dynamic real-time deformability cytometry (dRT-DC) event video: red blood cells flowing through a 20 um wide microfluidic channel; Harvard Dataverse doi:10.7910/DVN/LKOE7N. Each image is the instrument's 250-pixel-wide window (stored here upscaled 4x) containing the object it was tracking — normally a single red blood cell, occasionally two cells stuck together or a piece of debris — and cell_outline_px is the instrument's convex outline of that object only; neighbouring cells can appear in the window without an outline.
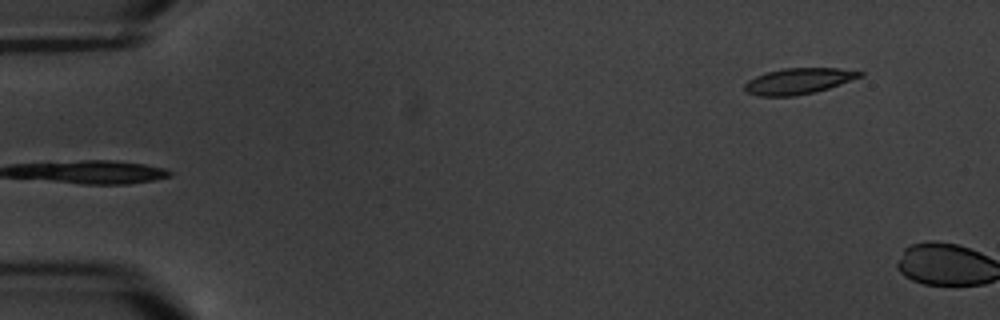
{"species": "common noctule bat (a hibernating species)", "species_latin": "Nyctalus noctula", "temperature_condition": "warm", "stored_images_in_passage": 6, "segment_of_instrument_passage": [2, 2], "camera_frame_rate_fps": 3000, "um_per_image_px": 0.085, "animal": {"sex": "male", "body_mass_g": 20.1, "forearm_length_mm": 53.5}, "frame": {"image": 1, "passage_image": 6, "time_ms": 6.0, "image_size_px": [1000, 320], "cell_outline_px": [[864, 76], [828, 88], [796, 96], [760, 96], [748, 92], [744, 88], [744, 84], [748, 80], [764, 72], [784, 68], [836, 68], [864, 72]], "centroid_in_image_um": [67.86, 6.88], "position_along_channel_um": 17.1, "area_um2": 17.34}}